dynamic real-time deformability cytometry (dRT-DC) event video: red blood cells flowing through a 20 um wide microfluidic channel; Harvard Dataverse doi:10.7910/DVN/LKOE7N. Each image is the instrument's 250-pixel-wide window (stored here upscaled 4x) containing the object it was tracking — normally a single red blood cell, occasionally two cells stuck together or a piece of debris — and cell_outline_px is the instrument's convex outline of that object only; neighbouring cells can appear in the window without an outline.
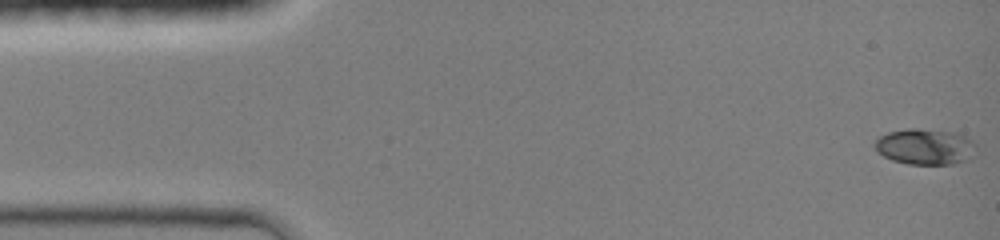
{"species": "common noctule bat (a hibernating species)", "species_latin": "Nyctalus noctula", "temperature_condition": "room temperature", "stored_images_in_passage": 45, "camera_frame_rate_fps": 3000, "um_per_image_px": 0.085, "animal": {"sex": "female", "body_mass_g": 19.0, "forearm_length_mm": 51.5}, "frame": {"image": 1, "passage_image": 1, "time_ms": 0.0, "image_size_px": [1000, 240], "cell_outline_px": [[976, 148], [972, 156], [956, 164], [908, 164], [892, 160], [876, 152], [876, 140], [880, 136], [888, 132], [908, 128], [916, 128], [952, 132], [964, 136], [972, 140], [976, 144]], "centroid_in_image_um": [78.63, 12.47], "position_along_channel_um": 6.4, "area_um2": 21.1}}
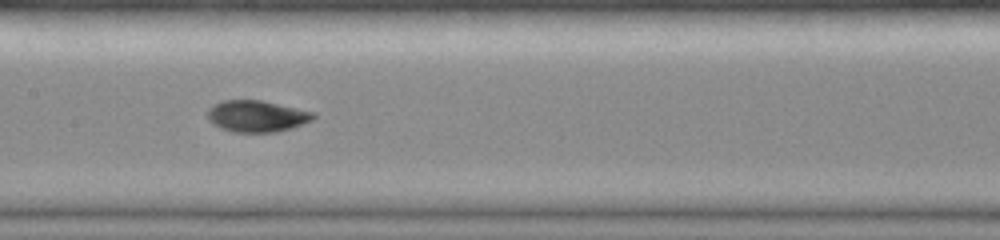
{"frame": {"image": 2, "passage_image": 22, "time_ms": 7.0, "image_size_px": [1000, 240], "cell_outline_px": [[316, 116], [312, 120], [292, 128], [276, 132], [232, 132], [220, 128], [212, 124], [208, 120], [208, 108], [212, 104], [224, 100], [260, 100], [316, 112]], "centroid_in_image_um": [21.81, 9.87], "position_along_channel_um": 185.6, "area_um2": 19.59}}
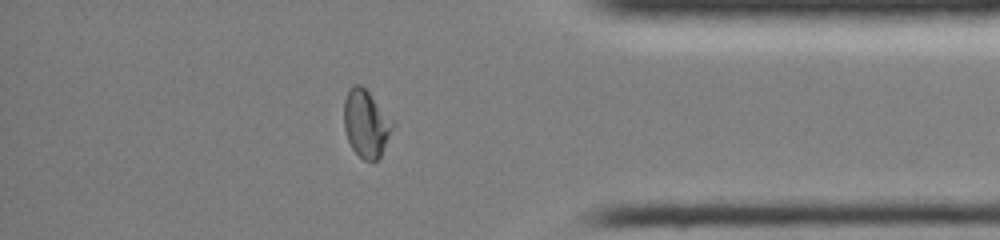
{"frame": {"image": 3, "passage_image": 38, "time_ms": 12.333, "image_size_px": [1000, 240], "cell_outline_px": [[396, 124], [380, 156], [376, 160], [364, 160], [352, 148], [348, 140], [344, 128], [344, 100], [352, 84], [360, 84], [396, 120]], "centroid_in_image_um": [31.15, 10.48], "position_along_channel_um": 404.0, "area_um2": 19.31}, "authors_computed_cell_mechanics": {"area_um2": 19.3052, "velocity_mm_per_s": 4.3176, "shape_relaxation_time_tau1_ms": 5.6978, "shape_relaxation_time_tau2_ms": 0.569, "deformation_change_tau1": 0.2145, "deformation_change_tau2": 0.0344}}